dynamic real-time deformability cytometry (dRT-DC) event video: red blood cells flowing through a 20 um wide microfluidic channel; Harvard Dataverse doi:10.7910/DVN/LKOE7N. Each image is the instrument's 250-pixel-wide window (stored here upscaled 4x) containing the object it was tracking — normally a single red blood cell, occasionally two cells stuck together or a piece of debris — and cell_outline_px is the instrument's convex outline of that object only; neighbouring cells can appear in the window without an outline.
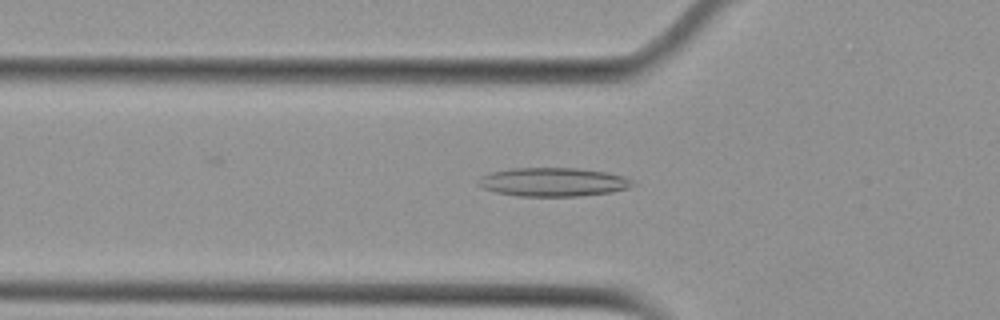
{"species": "Egyptian fruit bat (a non-hibernating species)", "species_latin": "Rousettus aegyptiacus", "temperature_condition": "cold", "stored_images_in_passage": 39, "camera_frame_rate_fps": 3000, "um_per_image_px": 0.085, "animal": {"sex": "female"}, "frame": {"image": 1, "passage_image": 12, "time_ms": 3.667, "image_size_px": [1000, 320], "cell_outline_px": [[636, 184], [628, 188], [612, 192], [580, 196], [516, 196], [496, 192], [484, 188], [476, 184], [480, 176], [492, 172], [508, 168], [576, 168], [604, 172], [624, 176], [632, 180]], "centroid_in_image_um": [47.0, 15.47], "position_along_channel_um": 78.8, "area_um2": 25.89}}
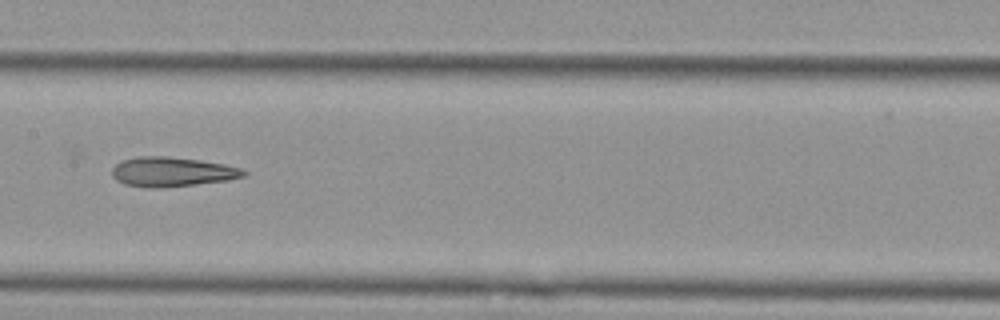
{"frame": {"image": 2, "passage_image": 21, "time_ms": 6.667, "image_size_px": [1000, 320], "cell_outline_px": [[248, 172], [244, 176], [228, 180], [160, 188], [144, 188], [124, 184], [116, 180], [112, 176], [112, 168], [120, 160], [140, 156], [168, 156], [200, 160], [224, 164], [240, 168]], "centroid_in_image_um": [14.58, 14.6], "position_along_channel_um": 192.8, "area_um2": 22.77}}
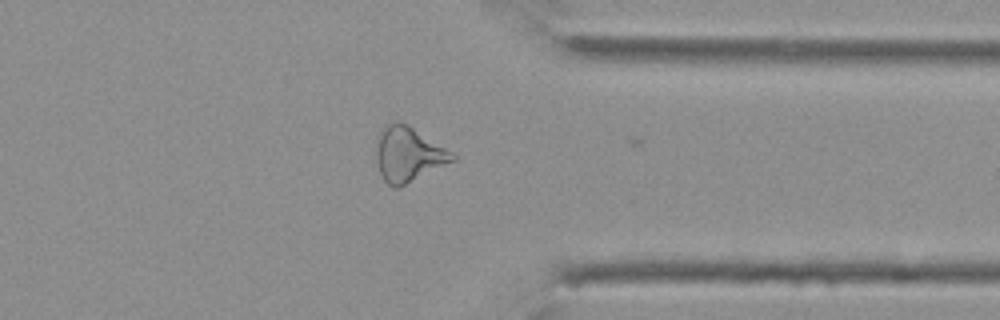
{"frame": {"image": 3, "passage_image": 36, "time_ms": 11.667, "image_size_px": [1000, 320], "cell_outline_px": [[456, 160], [400, 188], [392, 188], [384, 180], [380, 172], [376, 160], [376, 136], [388, 124], [396, 120], [408, 124], [452, 152], [456, 156]], "centroid_in_image_um": [34.69, 13.13], "position_along_channel_um": 376.7, "area_um2": 24.57}, "authors_computed_cell_mechanics": {"area_um2": 22.7732, "velocity_mm_per_s": 3.7785, "shape_relaxation_time_tau1_ms": null, "shape_relaxation_time_tau2_ms": 2.58, "deformation_change_tau1": null, "deformation_change_tau2": 0.1311}}